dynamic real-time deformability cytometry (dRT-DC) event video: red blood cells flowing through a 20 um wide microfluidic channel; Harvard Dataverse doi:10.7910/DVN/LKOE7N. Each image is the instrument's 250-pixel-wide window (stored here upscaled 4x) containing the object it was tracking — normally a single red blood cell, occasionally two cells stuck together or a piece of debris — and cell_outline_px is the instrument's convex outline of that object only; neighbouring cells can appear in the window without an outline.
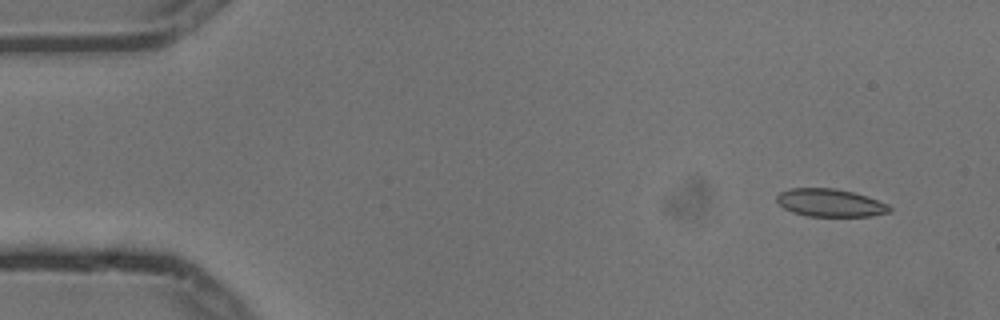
{"species": "common noctule bat (a hibernating species)", "species_latin": "Nyctalus noctula", "temperature_condition": "cold", "stored_images_in_passage": 4, "camera_frame_rate_fps": 3000, "um_per_image_px": 0.085, "animal": {"sex": "male", "body_mass_g": 13.3}, "frame": {"image": 1, "passage_image": 1, "time_ms": 0.0, "image_size_px": [1000, 320], "cell_outline_px": [[892, 212], [872, 216], [808, 216], [792, 212], [784, 208], [776, 200], [776, 196], [780, 192], [788, 188], [836, 188], [868, 196], [888, 204], [892, 208]], "centroid_in_image_um": [70.59, 17.24], "position_along_channel_um": 14.4, "area_um2": 18.44}}
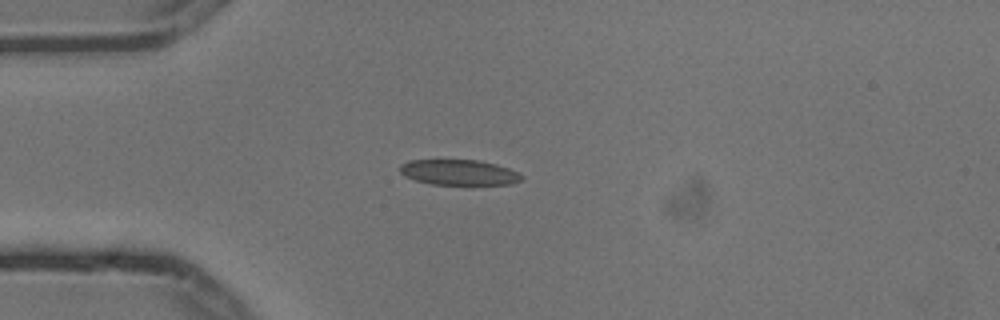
{"frame": {"image": 2, "passage_image": 4, "time_ms": 1.0, "image_size_px": [1000, 320], "cell_outline_px": [[524, 176], [520, 180], [512, 184], [468, 188], [432, 184], [416, 180], [404, 176], [400, 172], [400, 164], [408, 160], [480, 160], [496, 164], [508, 168]], "centroid_in_image_um": [39.05, 14.71], "position_along_channel_um": 46.0, "area_um2": 19.07}}